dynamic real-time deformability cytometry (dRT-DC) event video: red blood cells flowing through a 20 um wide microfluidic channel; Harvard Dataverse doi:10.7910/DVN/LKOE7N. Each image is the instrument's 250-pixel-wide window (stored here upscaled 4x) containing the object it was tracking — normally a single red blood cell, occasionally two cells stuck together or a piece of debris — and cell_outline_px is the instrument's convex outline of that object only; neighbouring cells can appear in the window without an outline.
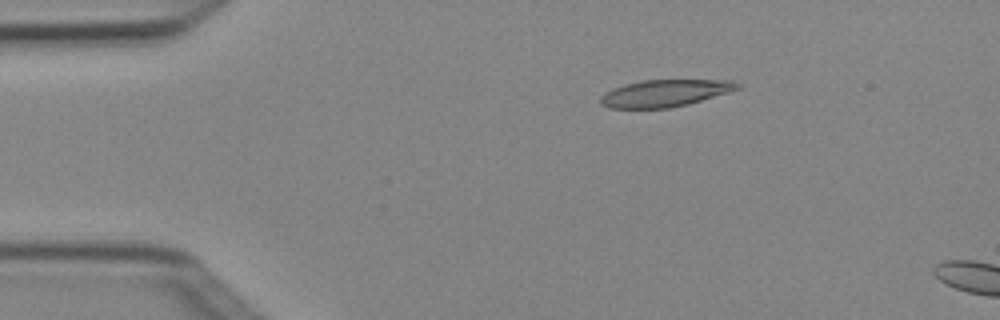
{"species": "Egyptian fruit bat (a non-hibernating species)", "species_latin": "Rousettus aegyptiacus", "temperature_condition": "cold", "stored_images_in_passage": 4, "camera_frame_rate_fps": 3000, "um_per_image_px": 0.085, "animal": {"sex": "female"}, "frame": {"image": 1, "passage_image": 3, "time_ms": 0.667, "image_size_px": [1000, 320], "cell_outline_px": [[744, 84], [740, 88], [728, 92], [688, 104], [668, 108], [608, 108], [600, 104], [600, 96], [604, 92], [612, 88], [624, 84], [640, 80], [732, 80]], "centroid_in_image_um": [56.49, 7.91], "position_along_channel_um": 28.5, "area_um2": 21.73}}